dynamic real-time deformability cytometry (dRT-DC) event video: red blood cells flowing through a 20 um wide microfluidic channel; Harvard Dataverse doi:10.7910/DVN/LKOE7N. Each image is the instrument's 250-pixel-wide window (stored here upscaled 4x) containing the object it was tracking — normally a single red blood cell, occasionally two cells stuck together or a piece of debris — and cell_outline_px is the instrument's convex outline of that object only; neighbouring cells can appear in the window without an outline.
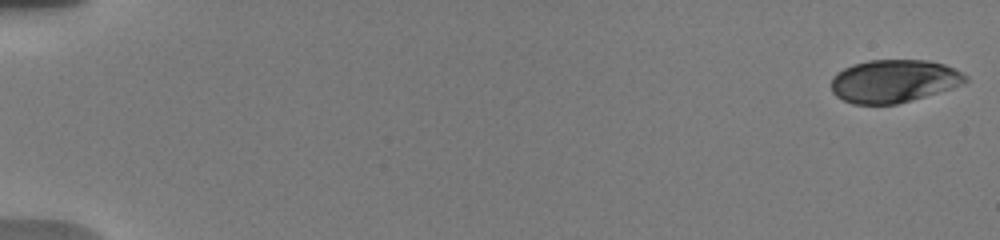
{"species": "human", "species_latin": "Homo sapiens", "temperature_condition": "warm", "stored_images_in_passage": 53, "camera_frame_rate_fps": 3000, "um_per_image_px": 0.085, "donor": {"sex": "male"}, "frame": {"image": 1, "passage_image": 1, "time_ms": 0.0, "image_size_px": [1000, 240], "cell_outline_px": [[968, 80], [964, 84], [952, 88], [896, 104], [852, 104], [836, 96], [832, 92], [832, 76], [836, 72], [852, 64], [868, 60], [928, 60], [944, 64], [968, 76]], "centroid_in_image_um": [75.95, 6.88], "position_along_channel_um": 9.0, "area_um2": 33.52}}
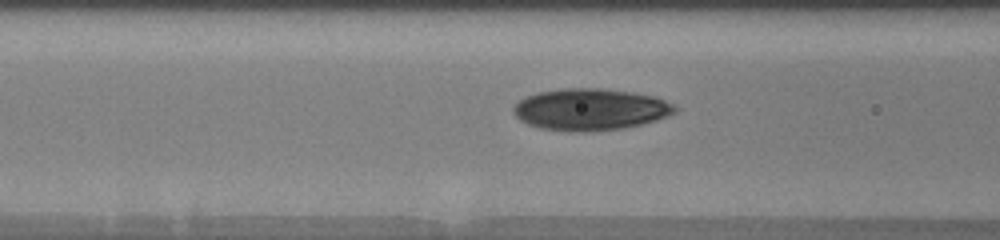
{"frame": {"image": 2, "passage_image": 23, "time_ms": 7.667, "image_size_px": [1000, 240], "cell_outline_px": [[680, 108], [676, 112], [668, 116], [656, 120], [624, 128], [588, 132], [568, 132], [540, 128], [528, 124], [520, 120], [512, 112], [512, 108], [524, 96], [540, 92], [564, 88], [604, 88], [632, 92], [656, 96]], "centroid_in_image_um": [50.18, 9.3], "position_along_channel_um": 116.4, "area_um2": 39.59}}
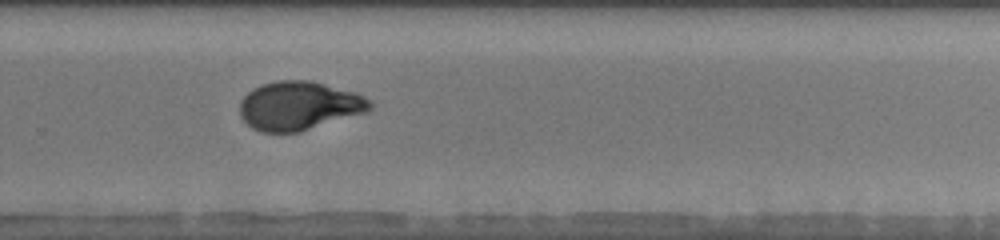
{"frame": {"image": 3, "passage_image": 39, "time_ms": 12.667, "image_size_px": [1000, 240], "cell_outline_px": [[372, 108], [364, 112], [300, 132], [260, 132], [252, 128], [240, 116], [240, 100], [252, 88], [260, 84], [276, 80], [308, 80], [356, 92], [372, 100]], "centroid_in_image_um": [25.39, 8.98], "position_along_channel_um": 304.4, "area_um2": 36.99}, "authors_computed_cell_mechanics": {"area_um2": 36.6452, "velocity_mm_per_s": 3.7627, "shape_relaxation_time_tau1_ms": 7.2131, "shape_relaxation_time_tau2_ms": 0.9261, "deformation_change_tau1": 0.1946, "deformation_change_tau2": 0.0509}}